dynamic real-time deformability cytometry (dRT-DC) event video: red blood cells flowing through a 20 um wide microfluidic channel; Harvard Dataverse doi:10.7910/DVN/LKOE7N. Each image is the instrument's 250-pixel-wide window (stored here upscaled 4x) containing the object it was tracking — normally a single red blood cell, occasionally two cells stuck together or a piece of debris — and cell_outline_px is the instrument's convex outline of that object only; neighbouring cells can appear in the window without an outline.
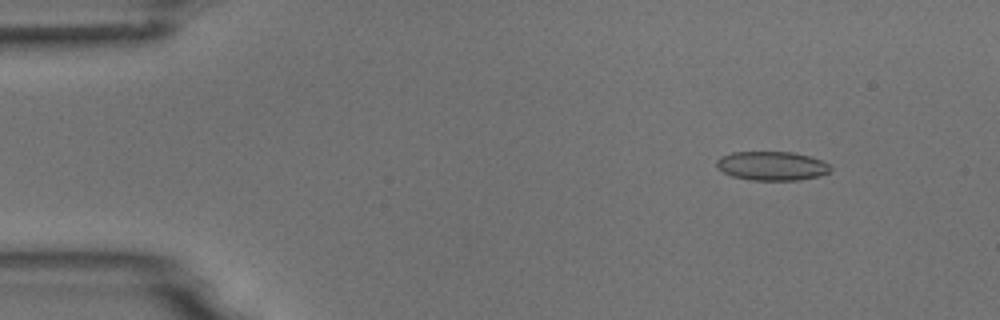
{"species": "common noctule bat (a hibernating species)", "species_latin": "Nyctalus noctula", "temperature_condition": "room temperature", "stored_images_in_passage": 7, "camera_frame_rate_fps": 3000, "um_per_image_px": 0.085, "animal": {"sex": "male", "body_mass_g": 18.8}, "frame": {"image": 1, "passage_image": 2, "time_ms": 1.0, "image_size_px": [1000, 320], "cell_outline_px": [[832, 168], [828, 172], [820, 176], [800, 180], [752, 180], [732, 176], [716, 168], [716, 160], [720, 156], [732, 152], [792, 152], [808, 156], [820, 160], [828, 164]], "centroid_in_image_um": [65.58, 14.1], "position_along_channel_um": 19.4, "area_um2": 19.25}}
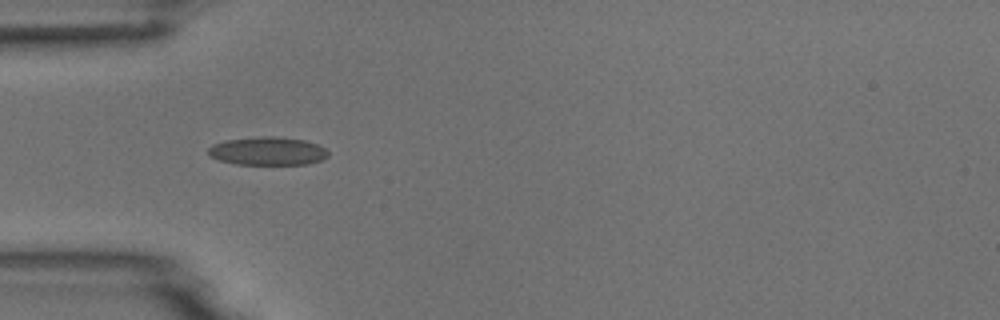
{"frame": {"image": 2, "passage_image": 5, "time_ms": 4.333, "image_size_px": [1000, 320], "cell_outline_px": [[328, 156], [320, 160], [308, 164], [236, 164], [220, 160], [208, 156], [208, 148], [212, 144], [224, 140], [260, 136], [276, 136], [304, 140], [316, 144], [324, 148], [328, 152]], "centroid_in_image_um": [22.71, 12.83], "position_along_channel_um": 62.3, "area_um2": 19.77}}